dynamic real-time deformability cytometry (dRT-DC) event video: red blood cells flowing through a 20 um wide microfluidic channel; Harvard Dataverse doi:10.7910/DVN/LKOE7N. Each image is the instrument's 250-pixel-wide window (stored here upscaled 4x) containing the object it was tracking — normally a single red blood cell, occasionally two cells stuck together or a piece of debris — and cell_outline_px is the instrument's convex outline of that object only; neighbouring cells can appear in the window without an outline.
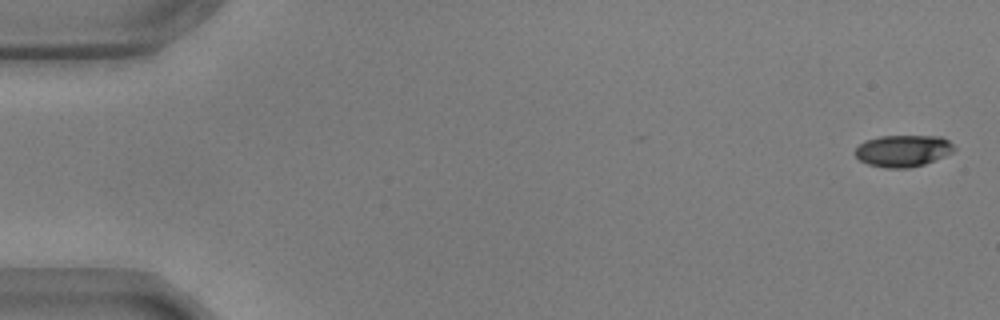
{"species": "common noctule bat (a hibernating species)", "species_latin": "Nyctalus noctula", "temperature_condition": "warm", "stored_images_in_passage": 23, "camera_frame_rate_fps": 3000, "um_per_image_px": 0.085, "animal": {"sex": "male", "body_mass_g": 17.9, "forearm_length_mm": 54.2}, "frame": {"image": 1, "passage_image": 1, "time_ms": 0.0, "image_size_px": [1000, 320], "cell_outline_px": [[956, 148], [952, 152], [944, 156], [924, 164], [908, 168], [884, 168], [868, 164], [860, 160], [852, 152], [864, 140], [880, 136], [940, 136], [948, 140]], "centroid_in_image_um": [76.72, 12.81], "position_along_channel_um": 8.3, "area_um2": 18.38}}
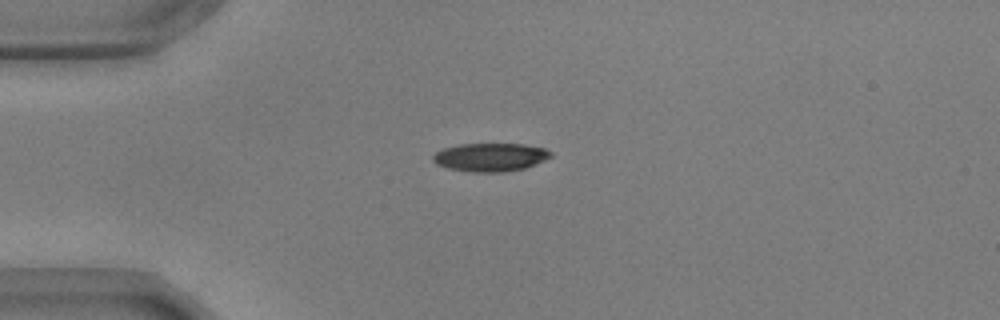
{"frame": {"image": 2, "passage_image": 14, "time_ms": 4.333, "image_size_px": [1000, 320], "cell_outline_px": [[552, 156], [544, 160], [524, 168], [504, 172], [472, 172], [448, 168], [436, 164], [432, 160], [432, 156], [436, 152], [444, 148], [460, 144], [524, 144], [544, 148], [552, 152]], "centroid_in_image_um": [41.66, 13.36], "position_along_channel_um": 43.3, "area_um2": 19.36}}